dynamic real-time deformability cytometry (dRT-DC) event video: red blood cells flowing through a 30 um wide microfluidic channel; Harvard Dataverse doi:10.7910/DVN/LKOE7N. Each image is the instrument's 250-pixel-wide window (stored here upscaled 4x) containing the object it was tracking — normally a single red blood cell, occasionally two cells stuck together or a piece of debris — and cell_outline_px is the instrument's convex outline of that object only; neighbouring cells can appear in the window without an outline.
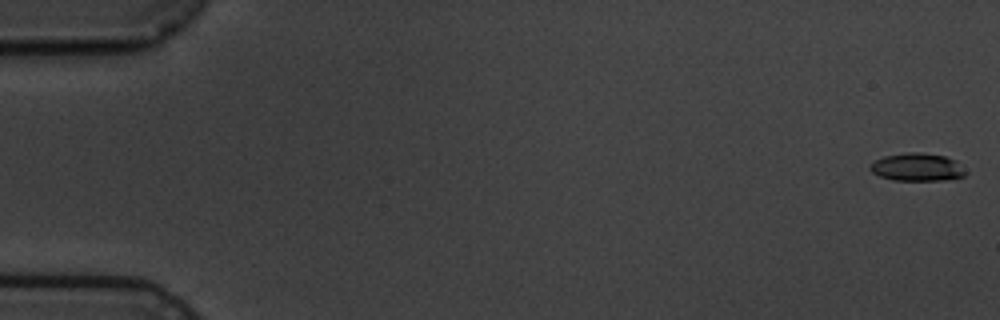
{"species": "common noctule bat (a hibernating species)", "species_latin": "Nyctalus noctula", "temperature_condition": "cold", "stored_images_in_passage": 7, "camera_frame_rate_fps": 3000, "um_per_image_px": 0.085, "animal": {"sex": "male", "body_mass_g": 19.5, "forearm_length_mm": 54.6}, "frame": {"image": 1, "passage_image": 1, "time_ms": 0.0, "image_size_px": [1000, 320], "cell_outline_px": [[968, 172], [964, 176], [944, 180], [892, 180], [880, 176], [872, 172], [868, 168], [876, 160], [884, 156], [908, 152], [920, 152], [944, 156], [956, 160]], "centroid_in_image_um": [77.98, 14.21], "position_along_channel_um": 7.0, "area_um2": 15.49}}
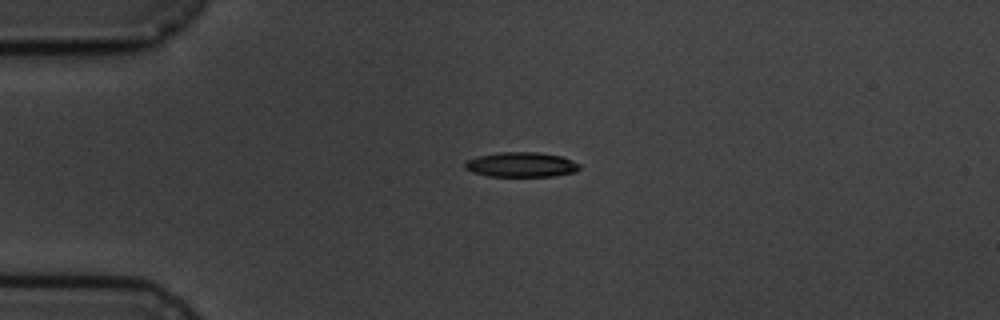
{"frame": {"image": 2, "passage_image": 5, "time_ms": 4.333, "image_size_px": [1000, 320], "cell_outline_px": [[580, 168], [576, 172], [556, 176], [488, 176], [472, 172], [464, 168], [464, 164], [468, 160], [476, 156], [500, 152], [540, 152], [560, 156], [572, 160], [580, 164]], "centroid_in_image_um": [44.31, 13.99], "position_along_channel_um": 40.7, "area_um2": 16.7}}
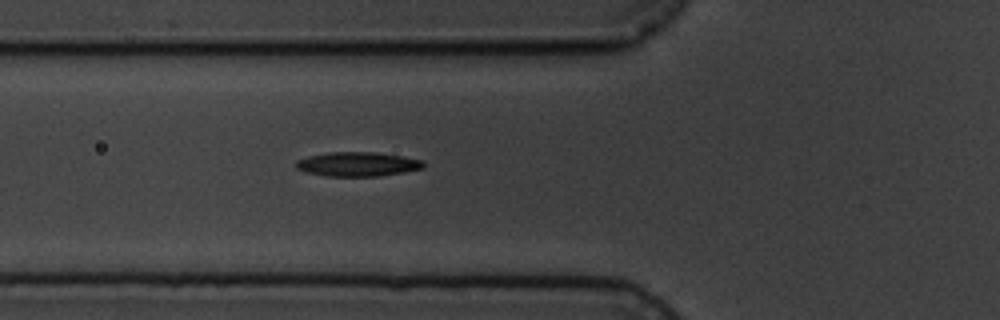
{"frame": {"image": 3, "passage_image": 7, "time_ms": 6.667, "image_size_px": [1000, 320], "cell_outline_px": [[424, 168], [404, 172], [376, 176], [328, 176], [308, 172], [296, 168], [296, 160], [308, 156], [328, 152], [376, 152], [424, 160]], "centroid_in_image_um": [30.4, 13.94], "position_along_channel_um": 95.4, "area_um2": 17.92}}